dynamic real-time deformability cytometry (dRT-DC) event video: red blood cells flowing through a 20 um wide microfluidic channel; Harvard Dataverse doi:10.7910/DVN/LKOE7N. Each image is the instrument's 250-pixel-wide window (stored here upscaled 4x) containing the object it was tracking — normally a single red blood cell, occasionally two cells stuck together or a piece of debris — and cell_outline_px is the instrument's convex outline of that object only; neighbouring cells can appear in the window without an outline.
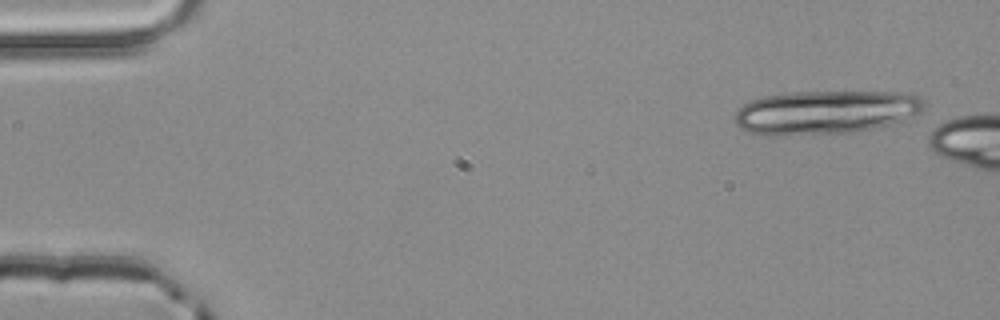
{"species": "common noctule bat (a hibernating species)", "species_latin": "Nyctalus noctula", "temperature_condition": "room temperature", "stored_images_in_passage": 3, "camera_frame_rate_fps": 3000, "um_per_image_px": 0.085, "animal": {"sex": "male", "body_mass_g": 20.4}, "frame": {"image": 1, "passage_image": 1, "time_ms": 0.0, "image_size_px": [1000, 320], "cell_outline_px": [[924, 108], [920, 112], [904, 120], [872, 128], [852, 132], [772, 136], [748, 132], [740, 128], [736, 124], [736, 112], [744, 104], [752, 100], [764, 96], [792, 92], [908, 92], [920, 96], [924, 100]], "centroid_in_image_um": [70.19, 9.53], "position_along_channel_um": 14.8, "area_um2": 48.15}}